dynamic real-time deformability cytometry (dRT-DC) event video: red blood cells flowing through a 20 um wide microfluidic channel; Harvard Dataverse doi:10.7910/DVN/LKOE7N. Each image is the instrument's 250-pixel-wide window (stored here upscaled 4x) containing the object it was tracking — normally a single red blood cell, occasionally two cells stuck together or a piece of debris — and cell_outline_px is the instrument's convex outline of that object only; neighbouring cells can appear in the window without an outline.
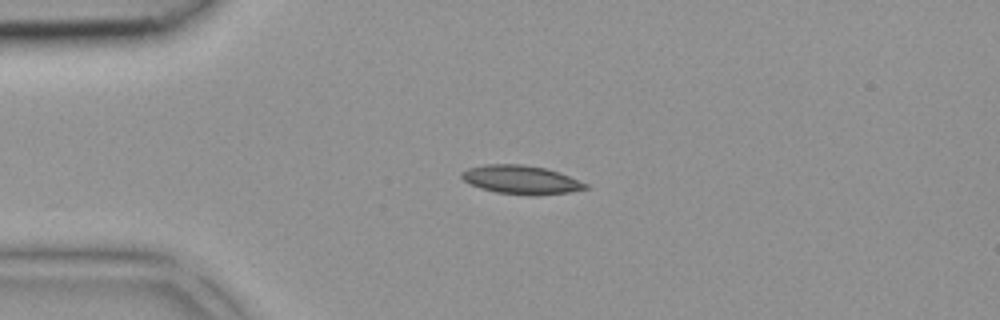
{"species": "common noctule bat (a hibernating species)", "species_latin": "Nyctalus noctula", "temperature_condition": "room temperature", "stored_images_in_passage": 15, "camera_frame_rate_fps": 3000, "um_per_image_px": 0.085, "animal": {"sex": "female", "body_mass_g": 18.4}, "frame": {"image": 1, "passage_image": 4, "time_ms": 1.0, "image_size_px": [1000, 320], "cell_outline_px": [[588, 188], [572, 192], [536, 196], [528, 196], [496, 192], [480, 188], [468, 184], [460, 176], [460, 172], [468, 168], [484, 164], [520, 164], [544, 168], [568, 176], [588, 184]], "centroid_in_image_um": [44.25, 15.29], "position_along_channel_um": 40.7, "area_um2": 20.81}}
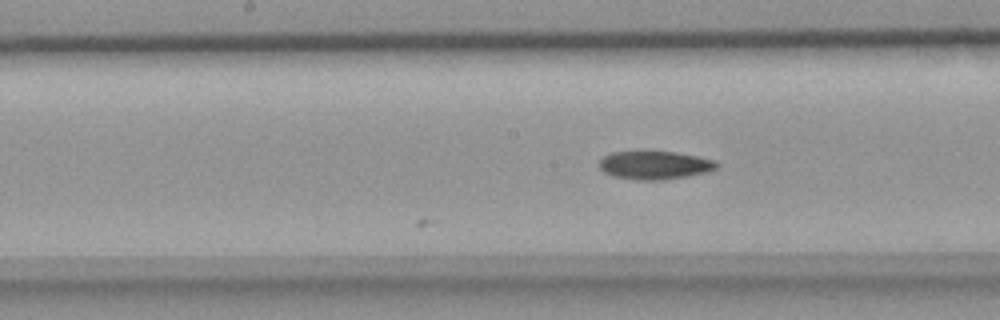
{"frame": {"image": 2, "passage_image": 15, "time_ms": 4.667, "image_size_px": [1000, 320], "cell_outline_px": [[720, 164], [716, 168], [704, 172], [688, 176], [660, 180], [636, 180], [612, 176], [604, 172], [600, 168], [600, 160], [604, 156], [612, 152], [676, 152], [716, 160]], "centroid_in_image_um": [55.65, 14.04], "position_along_channel_um": 192.5, "area_um2": 19.19}}